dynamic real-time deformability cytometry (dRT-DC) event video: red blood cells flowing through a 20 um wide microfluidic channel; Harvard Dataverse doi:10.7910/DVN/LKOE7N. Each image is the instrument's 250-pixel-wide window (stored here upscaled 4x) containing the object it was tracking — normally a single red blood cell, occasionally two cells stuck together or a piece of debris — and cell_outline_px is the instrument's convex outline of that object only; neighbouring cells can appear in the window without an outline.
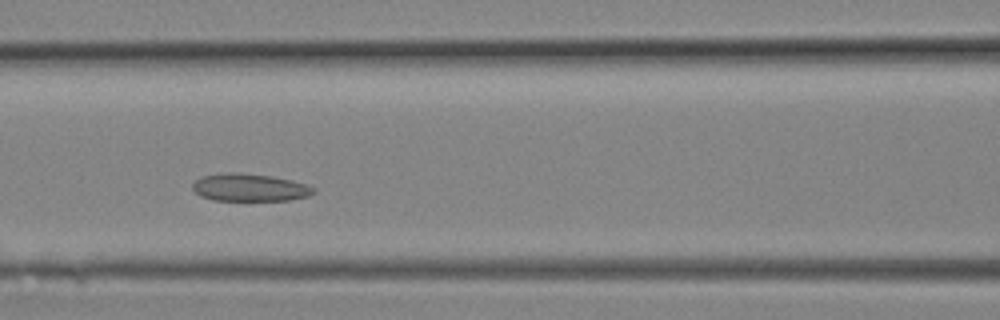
{"species": "Egyptian fruit bat (a non-hibernating species)", "species_latin": "Rousettus aegyptiacus", "temperature_condition": "room temperature", "stored_images_in_passage": 7, "camera_frame_rate_fps": 3000, "um_per_image_px": 0.085, "animal": {"sex": "female"}, "frame": {"image": 1, "passage_image": 6, "time_ms": 1.667, "image_size_px": [1000, 320], "cell_outline_px": [[316, 192], [308, 196], [288, 200], [212, 200], [200, 196], [192, 188], [192, 184], [200, 176], [224, 172], [244, 172], [272, 176], [292, 180], [308, 184], [316, 188]], "centroid_in_image_um": [21.23, 15.92], "position_along_channel_um": 145.4, "area_um2": 19.77}}
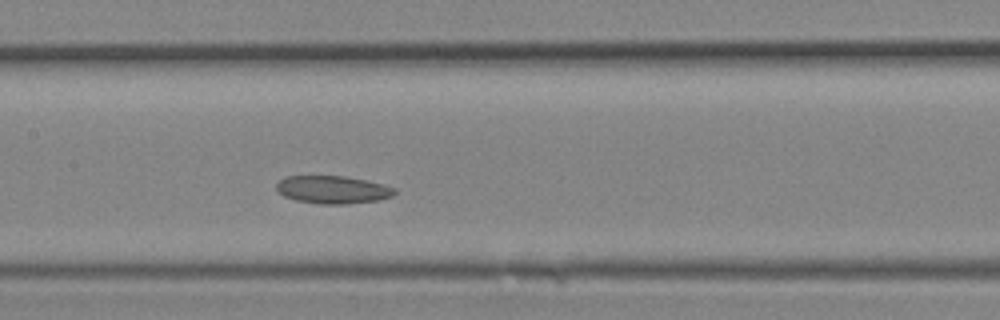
{"frame": {"image": 2, "passage_image": 7, "time_ms": 2.0, "image_size_px": [1000, 320], "cell_outline_px": [[396, 192], [392, 196], [380, 200], [348, 204], [320, 204], [296, 200], [284, 196], [276, 188], [276, 184], [284, 176], [344, 176], [368, 180], [384, 184], [396, 188]], "centroid_in_image_um": [28.32, 16.12], "position_along_channel_um": 179.1, "area_um2": 19.31}}